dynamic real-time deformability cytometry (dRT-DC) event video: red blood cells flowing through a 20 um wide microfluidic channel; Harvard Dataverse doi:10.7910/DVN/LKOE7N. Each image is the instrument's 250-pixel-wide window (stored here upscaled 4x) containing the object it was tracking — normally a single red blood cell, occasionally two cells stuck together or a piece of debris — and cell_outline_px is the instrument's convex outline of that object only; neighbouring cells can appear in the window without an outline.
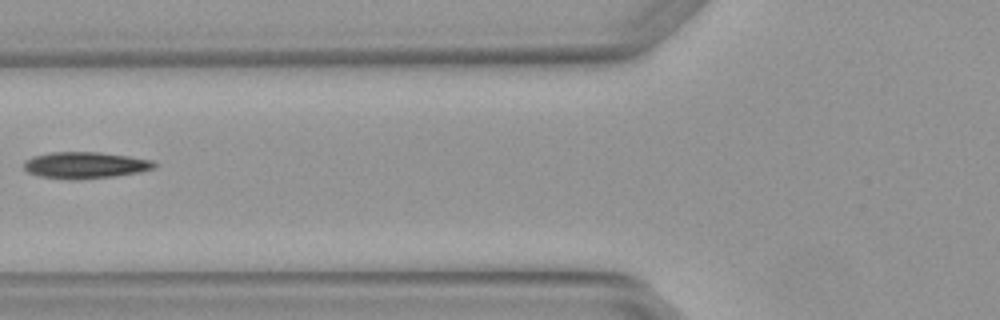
{"species": "Egyptian fruit bat (a non-hibernating species)", "species_latin": "Rousettus aegyptiacus", "temperature_condition": "warm", "stored_images_in_passage": 4, "camera_frame_rate_fps": 3000, "um_per_image_px": 0.085, "animal": {"sex": "female"}, "frame": {"image": 1, "passage_image": 4, "time_ms": 1.0, "image_size_px": [1000, 320], "cell_outline_px": [[156, 168], [140, 172], [116, 176], [76, 180], [72, 180], [40, 176], [28, 172], [24, 168], [24, 160], [32, 156], [52, 152], [100, 152], [128, 156], [152, 160], [156, 164]], "centroid_in_image_um": [7.24, 14.04], "position_along_channel_um": 118.6, "area_um2": 20.29}}